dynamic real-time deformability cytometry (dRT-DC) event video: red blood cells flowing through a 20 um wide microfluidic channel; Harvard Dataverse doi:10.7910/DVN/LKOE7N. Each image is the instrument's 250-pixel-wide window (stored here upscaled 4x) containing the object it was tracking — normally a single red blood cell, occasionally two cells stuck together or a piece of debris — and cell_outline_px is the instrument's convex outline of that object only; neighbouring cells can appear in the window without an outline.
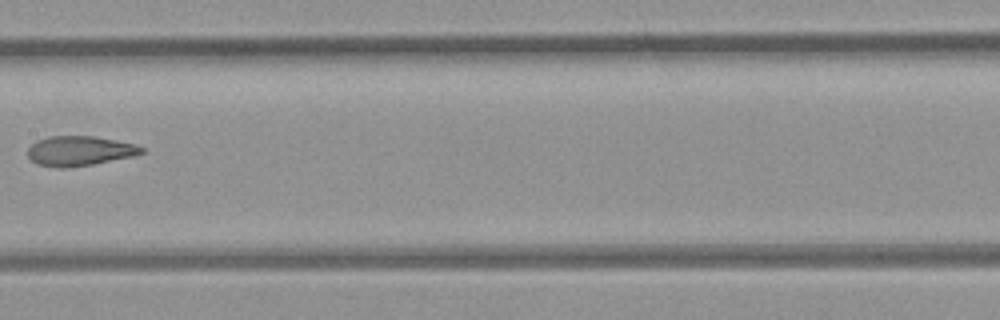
{"species": "common noctule bat (a hibernating species)", "species_latin": "Nyctalus noctula", "temperature_condition": "room temperature", "stored_images_in_passage": 9, "camera_frame_rate_fps": 3000, "um_per_image_px": 0.085, "animal": {"sex": "female", "body_mass_g": 21.9}, "frame": {"image": 1, "passage_image": 7, "time_ms": 7.667, "image_size_px": [1000, 320], "cell_outline_px": [[144, 152], [132, 156], [92, 164], [64, 168], [60, 168], [36, 164], [28, 156], [28, 148], [36, 140], [48, 136], [96, 136], [136, 144], [144, 148]], "centroid_in_image_um": [6.75, 12.81], "position_along_channel_um": 200.7, "area_um2": 19.71}}
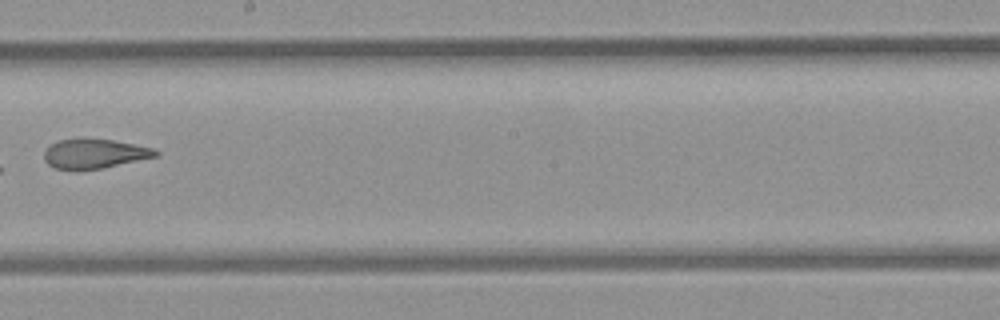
{"frame": {"image": 2, "passage_image": 8, "time_ms": 8.667, "image_size_px": [1000, 320], "cell_outline_px": [[160, 156], [104, 168], [76, 172], [56, 168], [48, 164], [44, 160], [44, 152], [56, 140], [112, 140], [156, 148], [160, 152]], "centroid_in_image_um": [8.08, 13.11], "position_along_channel_um": 240.1, "area_um2": 19.36}}
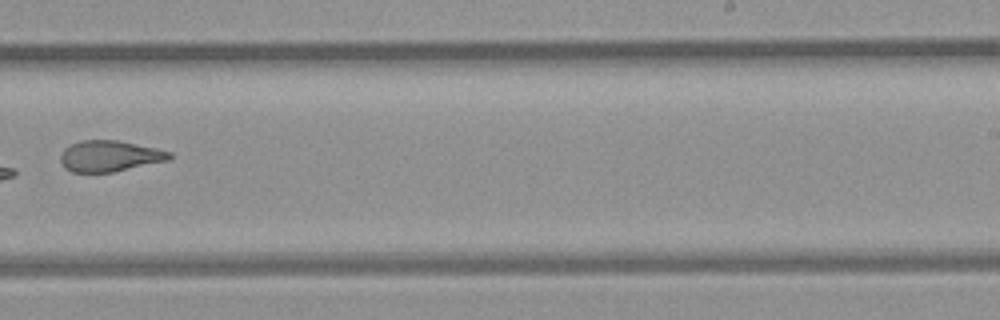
{"frame": {"image": 3, "passage_image": 9, "time_ms": 9.667, "image_size_px": [1000, 320], "cell_outline_px": [[172, 156], [168, 160], [112, 172], [72, 172], [64, 168], [60, 160], [60, 156], [64, 148], [80, 140], [116, 140], [156, 148], [172, 152]], "centroid_in_image_um": [9.29, 13.26], "position_along_channel_um": 279.7, "area_um2": 19.59}}